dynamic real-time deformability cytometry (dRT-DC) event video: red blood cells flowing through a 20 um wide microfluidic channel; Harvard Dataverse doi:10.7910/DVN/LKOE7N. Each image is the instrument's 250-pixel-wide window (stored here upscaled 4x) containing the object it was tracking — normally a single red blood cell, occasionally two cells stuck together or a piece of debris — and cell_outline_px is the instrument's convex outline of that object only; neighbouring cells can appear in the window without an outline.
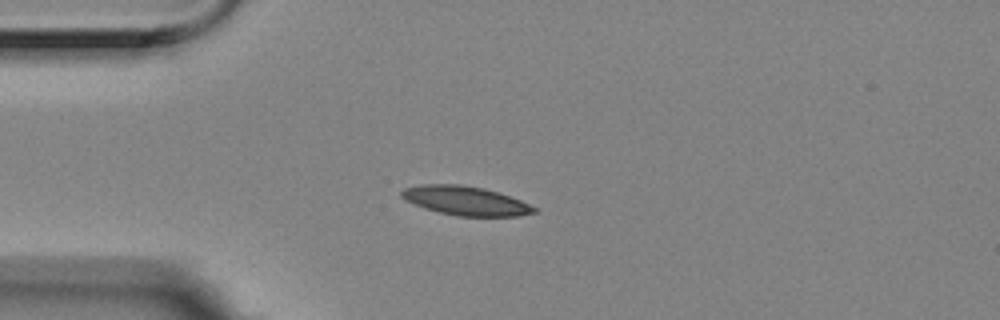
{"species": "Egyptian fruit bat (a non-hibernating species)", "species_latin": "Rousettus aegyptiacus", "temperature_condition": "room temperature", "stored_images_in_passage": 6, "camera_frame_rate_fps": 3000, "um_per_image_px": 0.085, "animal": {"sex": "female"}, "frame": {"image": 1, "passage_image": 4, "time_ms": 1.0, "image_size_px": [1000, 320], "cell_outline_px": [[536, 212], [520, 216], [456, 216], [424, 208], [404, 200], [400, 196], [400, 192], [404, 188], [424, 184], [460, 184], [484, 188], [520, 200], [536, 208]], "centroid_in_image_um": [39.53, 17.06], "position_along_channel_um": 45.5, "area_um2": 22.31}}
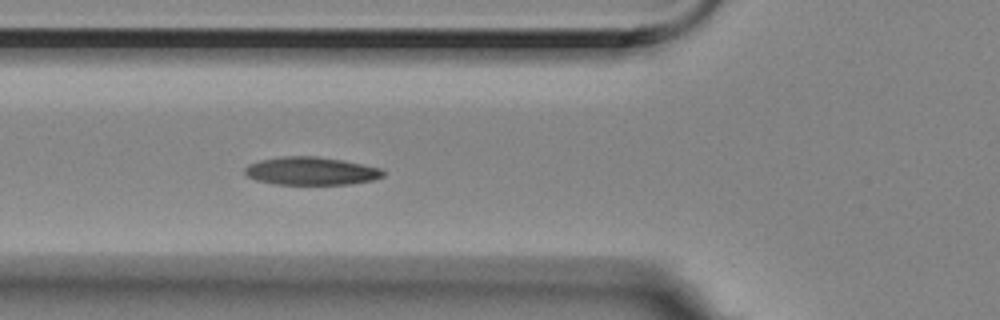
{"frame": {"image": 2, "passage_image": 6, "time_ms": 1.667, "image_size_px": [1000, 320], "cell_outline_px": [[384, 176], [372, 180], [348, 184], [272, 184], [256, 180], [248, 176], [244, 172], [244, 168], [248, 164], [260, 160], [284, 156], [316, 156], [364, 164], [380, 168], [384, 172]], "centroid_in_image_um": [26.42, 14.53], "position_along_channel_um": 99.4, "area_um2": 22.48}}